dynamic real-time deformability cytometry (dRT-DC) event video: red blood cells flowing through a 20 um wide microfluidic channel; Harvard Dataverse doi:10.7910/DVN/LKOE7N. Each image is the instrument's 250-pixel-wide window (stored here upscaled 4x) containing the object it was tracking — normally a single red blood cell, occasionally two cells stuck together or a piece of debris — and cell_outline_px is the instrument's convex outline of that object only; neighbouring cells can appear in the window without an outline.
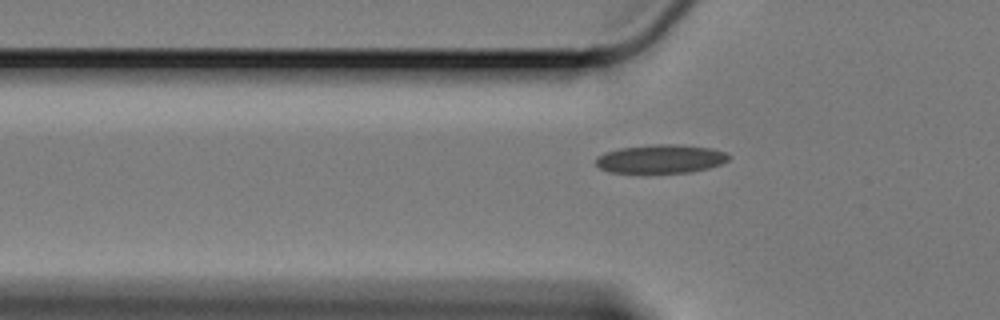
{"species": "Egyptian fruit bat (a non-hibernating species)", "species_latin": "Rousettus aegyptiacus", "temperature_condition": "cold", "stored_images_in_passage": 43, "camera_frame_rate_fps": 3000, "um_per_image_px": 0.085, "animal": {"sex": "female"}, "frame": {"image": 1, "passage_image": 3, "time_ms": 0.667, "image_size_px": [1000, 320], "cell_outline_px": [[732, 156], [728, 160], [720, 164], [708, 168], [692, 172], [608, 172], [600, 168], [596, 164], [596, 160], [604, 152], [620, 148], [652, 144], [680, 144], [712, 148], [728, 152]], "centroid_in_image_um": [56.22, 13.49], "position_along_channel_um": 69.6, "area_um2": 22.2}}
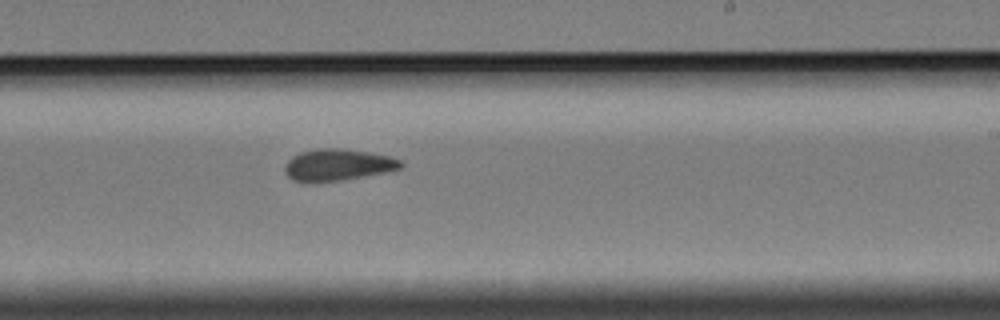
{"frame": {"image": 2, "passage_image": 20, "time_ms": 6.333, "image_size_px": [1000, 320], "cell_outline_px": [[404, 164], [400, 168], [384, 172], [340, 180], [292, 180], [288, 176], [284, 168], [288, 160], [292, 156], [300, 152], [320, 148], [340, 148], [388, 156], [400, 160]], "centroid_in_image_um": [28.7, 13.98], "position_along_channel_um": 260.3, "area_um2": 20.58}}
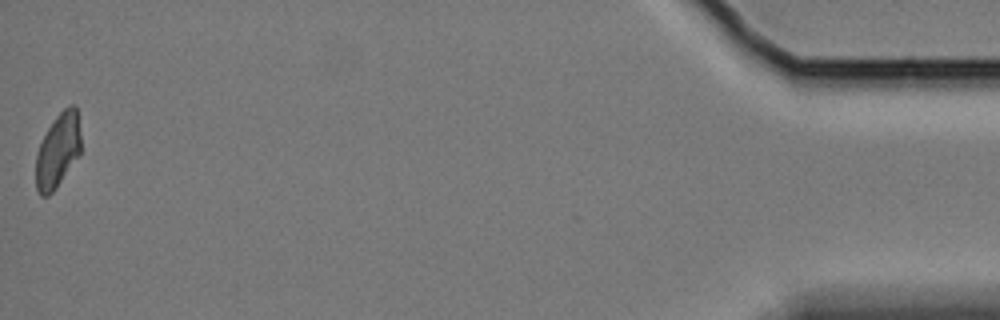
{"frame": {"image": 3, "passage_image": 43, "time_ms": 14.0, "image_size_px": [1000, 320], "cell_outline_px": [[80, 156], [56, 188], [48, 196], [40, 196], [36, 188], [36, 156], [40, 144], [48, 128], [56, 116], [68, 104], [76, 104], [80, 136]], "centroid_in_image_um": [4.93, 12.8], "position_along_channel_um": 430.3, "area_um2": 19.54}, "authors_computed_cell_mechanics": {"area_um2": 20.9236, "velocity_mm_per_s": 3.3614, "shape_relaxation_time_tau1_ms": null, "shape_relaxation_time_tau2_ms": 3.3583, "deformation_change_tau1": null, "deformation_change_tau2": 0.0709}}